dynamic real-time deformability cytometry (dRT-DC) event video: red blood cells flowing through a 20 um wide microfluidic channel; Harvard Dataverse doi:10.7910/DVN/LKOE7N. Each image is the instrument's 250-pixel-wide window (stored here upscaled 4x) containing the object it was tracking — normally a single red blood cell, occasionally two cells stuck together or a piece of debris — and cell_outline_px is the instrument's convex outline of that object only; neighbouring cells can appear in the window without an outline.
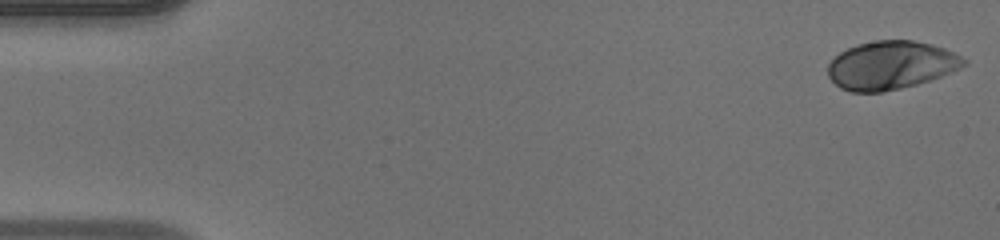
{"species": "human", "species_latin": "Homo sapiens", "temperature_condition": "warm", "stored_images_in_passage": 49, "camera_frame_rate_fps": 3000, "um_per_image_px": 0.085, "donor": {"sex": "male"}, "frame": {"image": 1, "passage_image": 1, "time_ms": 0.0, "image_size_px": [1000, 240], "cell_outline_px": [[968, 64], [952, 72], [916, 84], [900, 88], [880, 92], [848, 92], [840, 88], [828, 76], [828, 64], [840, 52], [856, 44], [876, 40], [912, 40], [932, 44], [944, 48], [968, 60]], "centroid_in_image_um": [75.72, 5.54], "position_along_channel_um": 9.3, "area_um2": 38.21}}
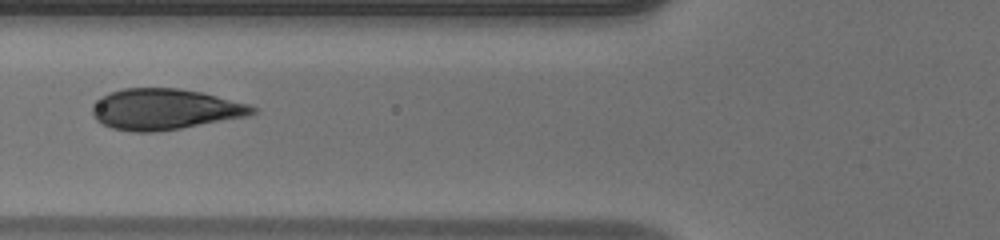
{"frame": {"image": 2, "passage_image": 19, "time_ms": 6.0, "image_size_px": [1000, 240], "cell_outline_px": [[256, 112], [248, 116], [180, 128], [152, 132], [132, 132], [112, 128], [96, 120], [92, 116], [92, 108], [100, 96], [124, 88], [180, 88], [200, 92], [248, 104], [256, 108]], "centroid_in_image_um": [13.97, 9.28], "position_along_channel_um": 111.8, "area_um2": 37.86}}
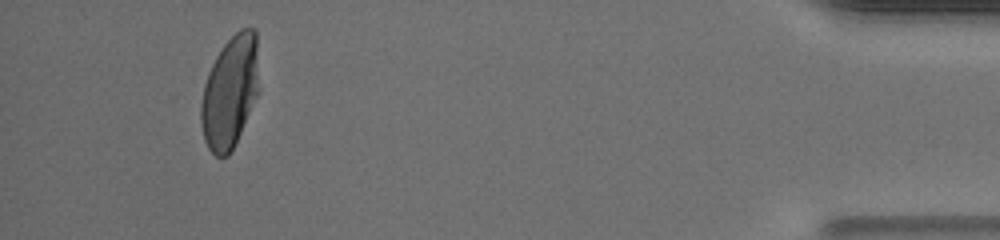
{"frame": {"image": 3, "passage_image": 46, "time_ms": 15.0, "image_size_px": [1000, 240], "cell_outline_px": [[256, 96], [240, 132], [228, 156], [216, 156], [208, 148], [204, 140], [200, 124], [200, 104], [204, 84], [208, 72], [216, 56], [224, 44], [240, 28], [252, 28], [256, 32]], "centroid_in_image_um": [19.48, 7.83], "position_along_channel_um": 415.7, "area_um2": 36.93}, "authors_computed_cell_mechanics": {"area_um2": 38.2636, "velocity_mm_per_s": 4.1323, "shape_relaxation_time_tau1_ms": 3.6459, "shape_relaxation_time_tau2_ms": null, "deformation_change_tau1": 0.2115, "deformation_change_tau2": null}}